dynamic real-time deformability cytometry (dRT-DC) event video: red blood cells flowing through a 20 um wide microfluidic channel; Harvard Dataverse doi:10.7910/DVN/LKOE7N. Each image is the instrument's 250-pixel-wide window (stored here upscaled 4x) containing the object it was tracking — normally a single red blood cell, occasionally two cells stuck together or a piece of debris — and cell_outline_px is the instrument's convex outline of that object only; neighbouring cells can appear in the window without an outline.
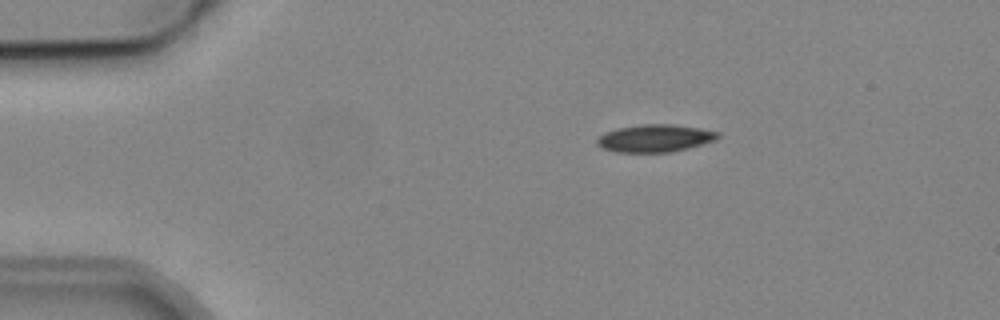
{"species": "common noctule bat (a hibernating species)", "species_latin": "Nyctalus noctula", "temperature_condition": "cold", "stored_images_in_passage": 8, "camera_frame_rate_fps": 3000, "um_per_image_px": 0.085, "animal": {"sex": "male", "body_mass_g": 19.2, "forearm_length_mm": 51.8}, "frame": {"image": 1, "passage_image": 3, "time_ms": 2.333, "image_size_px": [1000, 320], "cell_outline_px": [[720, 136], [716, 140], [688, 148], [672, 152], [616, 152], [604, 148], [596, 144], [596, 140], [604, 132], [616, 128], [640, 124], [676, 124], [700, 128], [720, 132]], "centroid_in_image_um": [55.69, 11.74], "position_along_channel_um": 29.3, "area_um2": 19.54}}